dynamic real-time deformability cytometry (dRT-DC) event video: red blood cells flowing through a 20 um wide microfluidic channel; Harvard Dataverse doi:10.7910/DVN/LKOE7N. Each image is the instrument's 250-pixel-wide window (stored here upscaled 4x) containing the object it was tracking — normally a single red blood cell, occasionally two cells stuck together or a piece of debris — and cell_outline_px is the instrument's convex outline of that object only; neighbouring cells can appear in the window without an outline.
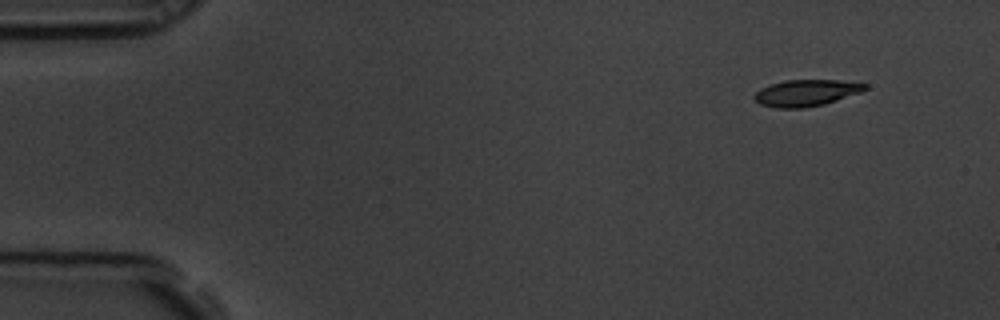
{"species": "common noctule bat (a hibernating species)", "species_latin": "Nyctalus noctula", "temperature_condition": "room temperature", "stored_images_in_passage": 5, "camera_frame_rate_fps": 3000, "um_per_image_px": 0.085, "animal": {"sex": "male", "body_mass_g": 19.5, "forearm_length_mm": 54.6}, "frame": {"image": 1, "passage_image": 1, "time_ms": 0.0, "image_size_px": [1000, 320], "cell_outline_px": [[868, 88], [860, 92], [824, 104], [804, 108], [776, 108], [760, 104], [752, 96], [760, 88], [784, 80], [840, 80], [868, 84]], "centroid_in_image_um": [68.51, 7.89], "position_along_channel_um": 16.5, "area_um2": 17.05}}